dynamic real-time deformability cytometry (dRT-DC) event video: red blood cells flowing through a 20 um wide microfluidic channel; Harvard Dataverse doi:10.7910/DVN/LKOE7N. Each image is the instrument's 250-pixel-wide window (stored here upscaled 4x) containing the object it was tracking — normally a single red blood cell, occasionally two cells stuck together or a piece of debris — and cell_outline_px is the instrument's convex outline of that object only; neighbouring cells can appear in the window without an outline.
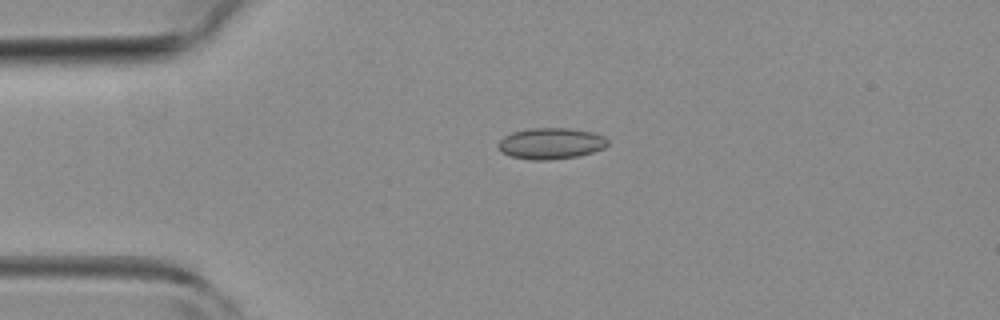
{"species": "common noctule bat (a hibernating species)", "species_latin": "Nyctalus noctula", "temperature_condition": "room temperature", "stored_images_in_passage": 3, "camera_frame_rate_fps": 3000, "um_per_image_px": 0.085, "animal": {"sex": "female", "body_mass_g": 19.3, "forearm_length_mm": 54.1}, "frame": {"image": 1, "passage_image": 3, "time_ms": 2.333, "image_size_px": [1000, 320], "cell_outline_px": [[608, 144], [604, 148], [580, 156], [548, 160], [532, 160], [512, 156], [500, 152], [496, 144], [504, 136], [512, 132], [528, 128], [568, 128], [592, 132], [604, 136], [608, 140]], "centroid_in_image_um": [46.81, 12.19], "position_along_channel_um": 38.2, "area_um2": 20.06}}